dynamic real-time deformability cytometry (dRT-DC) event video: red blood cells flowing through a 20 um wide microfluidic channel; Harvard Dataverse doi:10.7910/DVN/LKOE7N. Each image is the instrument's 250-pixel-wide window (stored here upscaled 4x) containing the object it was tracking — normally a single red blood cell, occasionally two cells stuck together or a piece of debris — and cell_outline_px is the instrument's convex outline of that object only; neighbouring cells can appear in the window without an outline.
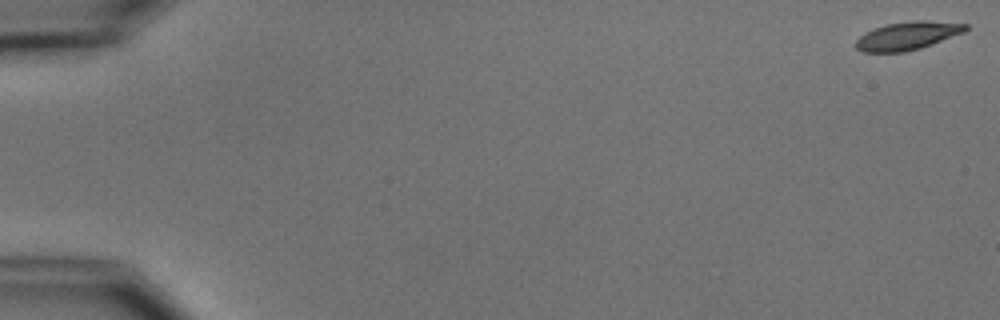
{"species": "common noctule bat (a hibernating species)", "species_latin": "Nyctalus noctula", "temperature_condition": "cold", "stored_images_in_passage": 9, "camera_frame_rate_fps": 3000, "um_per_image_px": 0.085, "animal": {"sex": "male", "body_mass_g": 15.6}, "frame": {"image": 1, "passage_image": 1, "time_ms": 0.0, "image_size_px": [1000, 320], "cell_outline_px": [[968, 28], [964, 32], [932, 44], [920, 48], [904, 52], [860, 52], [856, 48], [856, 40], [864, 32], [884, 24], [912, 20], [924, 20], [968, 24]], "centroid_in_image_um": [77.11, 3.03], "position_along_channel_um": 7.9, "area_um2": 18.09}}
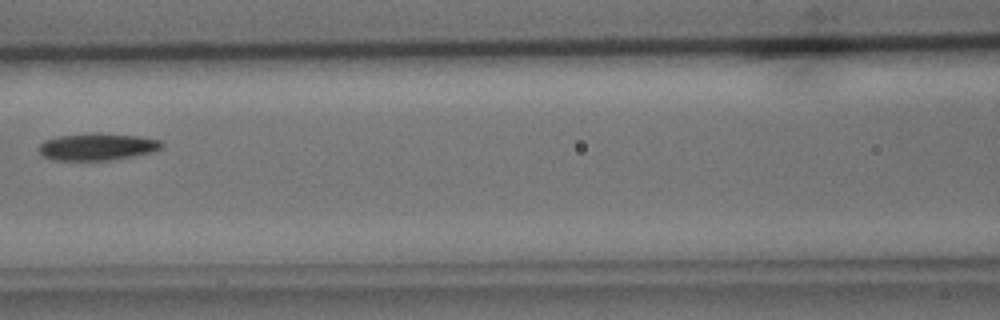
{"frame": {"image": 2, "passage_image": 8, "time_ms": 8.333, "image_size_px": [1000, 320], "cell_outline_px": [[164, 144], [160, 148], [152, 152], [132, 156], [108, 160], [52, 160], [40, 156], [36, 148], [44, 140], [56, 136], [92, 132], [100, 132], [140, 136], [160, 140]], "centroid_in_image_um": [8.19, 12.46], "position_along_channel_um": 158.4, "area_um2": 19.83}}
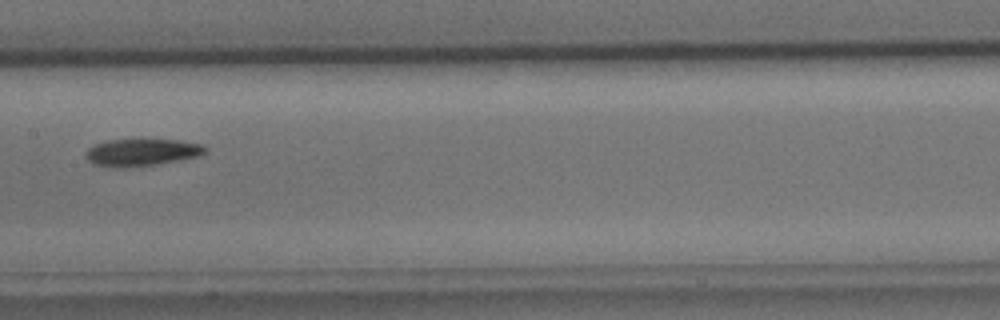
{"frame": {"image": 3, "passage_image": 9, "time_ms": 9.333, "image_size_px": [1000, 320], "cell_outline_px": [[208, 152], [200, 156], [180, 160], [156, 164], [128, 168], [112, 168], [92, 164], [84, 156], [84, 152], [88, 148], [96, 144], [108, 140], [180, 140], [204, 144], [208, 148]], "centroid_in_image_um": [12.06, 12.97], "position_along_channel_um": 195.3, "area_um2": 19.31}}